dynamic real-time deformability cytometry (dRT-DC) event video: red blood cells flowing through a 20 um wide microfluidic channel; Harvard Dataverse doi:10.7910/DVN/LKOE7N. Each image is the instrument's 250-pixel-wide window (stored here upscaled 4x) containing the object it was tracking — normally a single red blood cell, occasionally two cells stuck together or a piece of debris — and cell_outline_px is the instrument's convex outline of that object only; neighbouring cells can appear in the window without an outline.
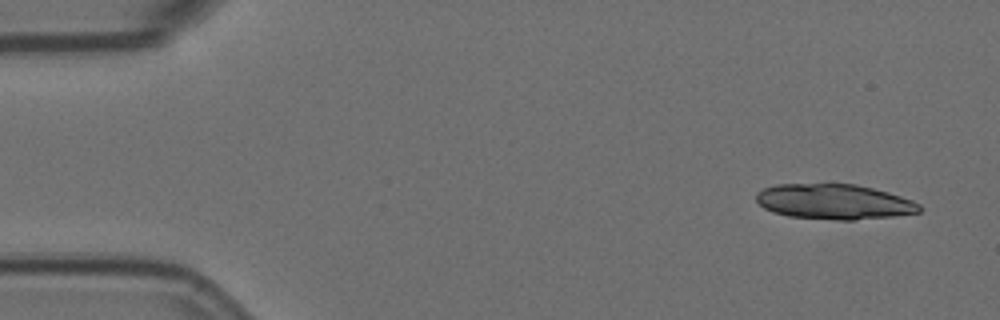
{"species": "Egyptian fruit bat (a non-hibernating species)", "species_latin": "Rousettus aegyptiacus", "temperature_condition": "room temperature", "stored_images_in_passage": 5, "camera_frame_rate_fps": 3000, "um_per_image_px": 0.085, "animal": {"sex": "female"}, "frame": {"image": 1, "passage_image": 1, "time_ms": 0.0, "image_size_px": [1000, 320], "cell_outline_px": [[924, 208], [920, 212], [892, 216], [856, 220], [836, 220], [788, 216], [772, 212], [764, 208], [756, 200], [756, 192], [764, 188], [776, 184], [856, 184], [888, 192], [912, 200], [920, 204]], "centroid_in_image_um": [70.9, 17.15], "position_along_channel_um": 14.1, "area_um2": 33.58}}